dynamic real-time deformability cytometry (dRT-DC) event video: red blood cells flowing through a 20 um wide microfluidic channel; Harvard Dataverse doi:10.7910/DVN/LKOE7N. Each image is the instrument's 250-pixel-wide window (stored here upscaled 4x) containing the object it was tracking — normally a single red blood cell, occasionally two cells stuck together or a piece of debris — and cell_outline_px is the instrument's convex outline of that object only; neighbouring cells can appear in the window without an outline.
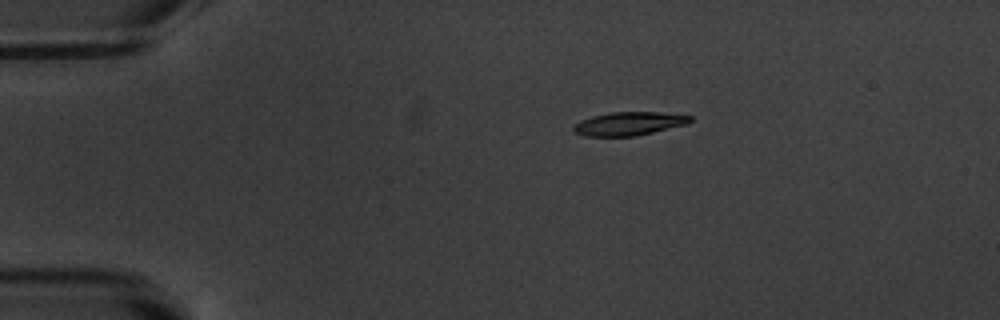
{"species": "common noctule bat (a hibernating species)", "species_latin": "Nyctalus noctula", "temperature_condition": "warm", "stored_images_in_passage": 5, "camera_frame_rate_fps": 3000, "um_per_image_px": 0.085, "animal": {"sex": "male", "body_mass_g": 20.1, "forearm_length_mm": 53.5}, "frame": {"image": 1, "passage_image": 1, "time_ms": 0.0, "image_size_px": [1000, 320], "cell_outline_px": [[692, 120], [688, 124], [636, 136], [584, 136], [572, 132], [572, 124], [580, 120], [592, 116], [612, 112], [660, 112], [692, 116]], "centroid_in_image_um": [53.42, 10.51], "position_along_channel_um": 31.6, "area_um2": 16.13}}